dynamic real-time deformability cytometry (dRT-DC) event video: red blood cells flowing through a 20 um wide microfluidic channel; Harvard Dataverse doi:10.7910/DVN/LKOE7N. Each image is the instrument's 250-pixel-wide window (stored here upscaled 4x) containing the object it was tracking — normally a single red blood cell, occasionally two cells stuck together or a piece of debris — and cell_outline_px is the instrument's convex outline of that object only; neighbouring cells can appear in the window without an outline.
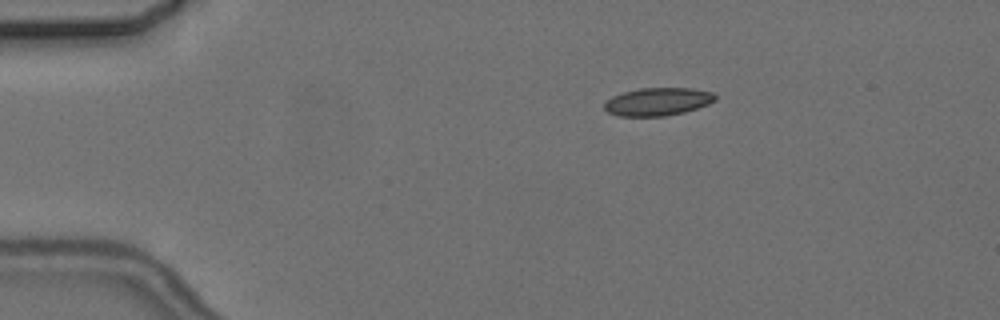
{"species": "common noctule bat (a hibernating species)", "species_latin": "Nyctalus noctula", "temperature_condition": "cold", "stored_images_in_passage": 3, "camera_frame_rate_fps": 3000, "um_per_image_px": 0.085, "animal": {"sex": "female", "body_mass_g": 24.6, "forearm_length_mm": 56.2}, "frame": {"image": 1, "passage_image": 1, "time_ms": 0.0, "image_size_px": [1000, 320], "cell_outline_px": [[716, 100], [708, 104], [684, 112], [664, 116], [616, 116], [608, 112], [604, 108], [604, 104], [612, 96], [624, 92], [640, 88], [692, 88], [712, 92], [716, 96]], "centroid_in_image_um": [55.9, 8.64], "position_along_channel_um": 29.1, "area_um2": 17.98}}